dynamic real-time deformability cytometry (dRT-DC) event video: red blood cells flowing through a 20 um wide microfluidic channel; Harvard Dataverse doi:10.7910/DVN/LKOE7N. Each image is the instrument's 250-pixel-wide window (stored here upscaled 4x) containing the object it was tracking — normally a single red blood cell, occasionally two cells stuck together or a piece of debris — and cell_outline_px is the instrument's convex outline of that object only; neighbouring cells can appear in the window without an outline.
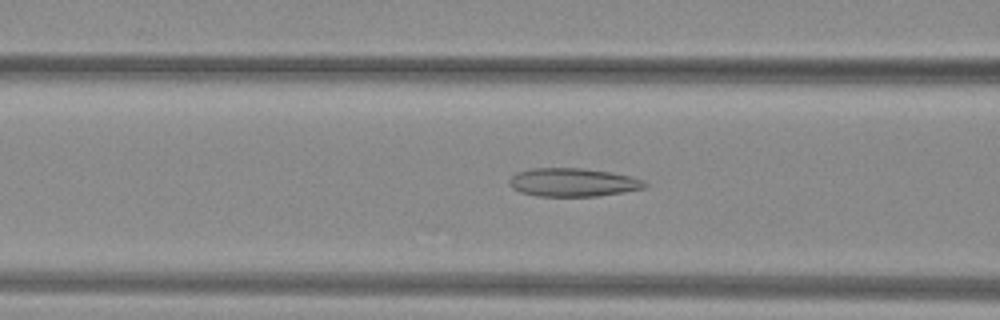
{"species": "common noctule bat (a hibernating species)", "species_latin": "Nyctalus noctula", "temperature_condition": "warm", "stored_images_in_passage": 37, "camera_frame_rate_fps": 3000, "um_per_image_px": 0.085, "animal": {"sex": "female", "body_mass_g": 29.2, "forearm_length_mm": 56.3}, "frame": {"image": 1, "passage_image": 7, "time_ms": 2.0, "image_size_px": [1000, 320], "cell_outline_px": [[648, 184], [644, 188], [624, 192], [596, 196], [536, 196], [520, 192], [512, 188], [508, 184], [508, 180], [516, 172], [532, 168], [580, 168], [612, 172], [644, 180]], "centroid_in_image_um": [48.67, 15.5], "position_along_channel_um": 117.9, "area_um2": 22.48}}
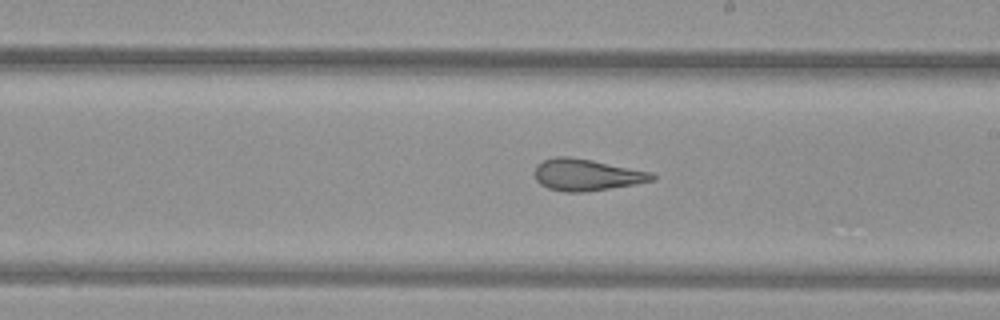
{"frame": {"image": 2, "passage_image": 16, "time_ms": 5.0, "image_size_px": [1000, 320], "cell_outline_px": [[656, 180], [636, 184], [584, 192], [564, 192], [548, 188], [540, 184], [536, 180], [536, 164], [544, 160], [556, 156], [568, 156], [592, 160], [652, 172], [656, 176]], "centroid_in_image_um": [49.88, 14.86], "position_along_channel_um": 239.1, "area_um2": 21.68}}
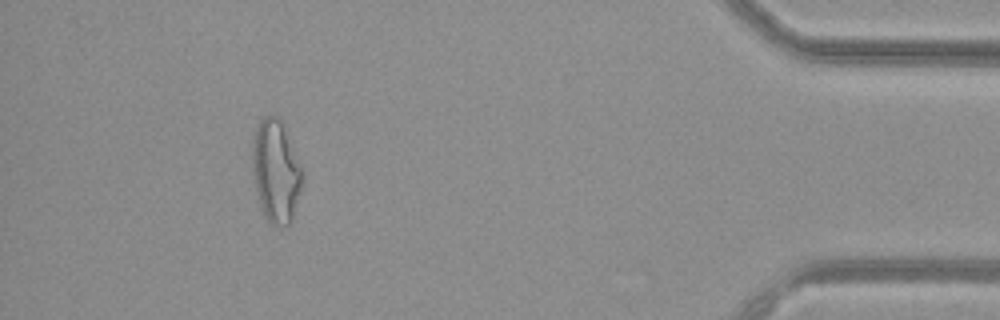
{"frame": {"image": 3, "passage_image": 33, "time_ms": 10.667, "image_size_px": [1000, 320], "cell_outline_px": [[300, 192], [292, 220], [288, 224], [276, 228], [264, 216], [256, 192], [252, 172], [252, 148], [256, 128], [260, 120], [264, 116], [276, 116], [280, 120], [300, 168]], "centroid_in_image_um": [23.39, 14.62], "position_along_channel_um": 411.8, "area_um2": 28.96}, "authors_computed_cell_mechanics": {"area_um2": 22.5998, "velocity_mm_per_s": 4.0365, "shape_relaxation_time_tau1_ms": null, "shape_relaxation_time_tau2_ms": 1.9285, "deformation_change_tau1": null, "deformation_change_tau2": 0.1193}}